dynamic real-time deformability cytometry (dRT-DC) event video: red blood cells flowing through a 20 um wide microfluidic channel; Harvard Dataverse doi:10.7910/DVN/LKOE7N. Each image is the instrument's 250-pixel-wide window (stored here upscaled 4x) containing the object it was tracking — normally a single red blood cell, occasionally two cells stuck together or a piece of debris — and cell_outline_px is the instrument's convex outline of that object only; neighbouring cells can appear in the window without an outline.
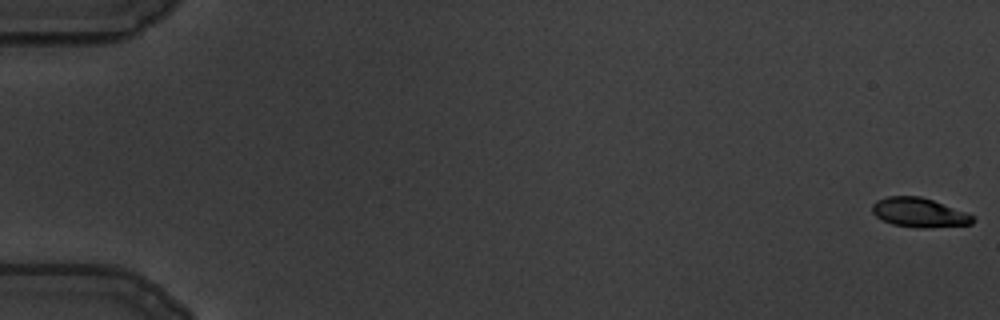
{"species": "common noctule bat (a hibernating species)", "species_latin": "Nyctalus noctula", "temperature_condition": "warm", "stored_images_in_passage": 60, "camera_frame_rate_fps": 3000, "um_per_image_px": 0.085, "animal": {"sex": "male", "body_mass_g": 19.5, "forearm_length_mm": 54.6}, "frame": {"image": 1, "passage_image": 1, "time_ms": 0.0, "image_size_px": [1000, 320], "cell_outline_px": [[976, 220], [972, 224], [928, 228], [916, 228], [892, 224], [876, 216], [872, 212], [872, 204], [876, 200], [888, 196], [920, 196], [932, 200], [976, 216]], "centroid_in_image_um": [78.14, 18.07], "position_along_channel_um": 6.9, "area_um2": 17.22}}
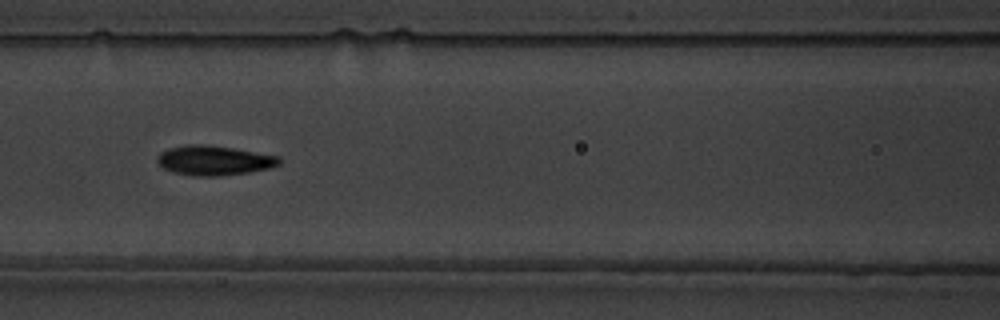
{"frame": {"image": 2, "passage_image": 28, "time_ms": 9.0, "image_size_px": [1000, 320], "cell_outline_px": [[280, 164], [272, 168], [248, 172], [220, 176], [192, 176], [172, 172], [164, 168], [156, 160], [156, 156], [160, 152], [168, 148], [188, 144], [204, 144], [232, 148], [280, 156]], "centroid_in_image_um": [18.18, 13.64], "position_along_channel_um": 148.4, "area_um2": 21.21}}
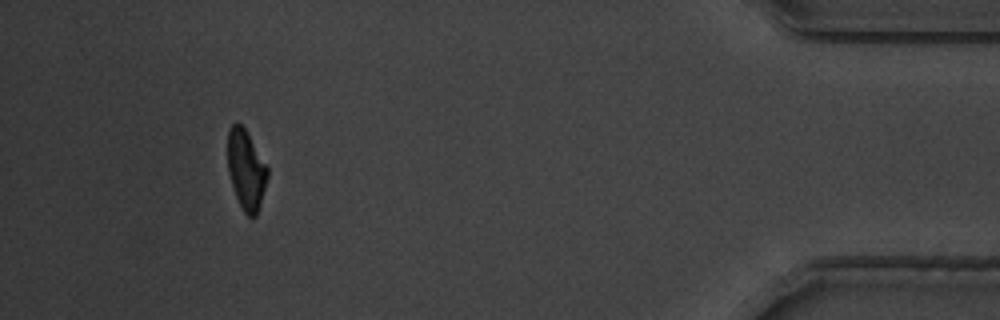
{"frame": {"image": 3, "passage_image": 56, "time_ms": 18.333, "image_size_px": [1000, 320], "cell_outline_px": [[268, 176], [260, 204], [256, 216], [248, 216], [244, 212], [236, 196], [228, 172], [228, 128], [236, 120], [244, 128], [268, 168]], "centroid_in_image_um": [20.91, 14.41], "position_along_channel_um": 414.3, "area_um2": 18.15}, "authors_computed_cell_mechanics": {"area_um2": 19.2763, "velocity_mm_per_s": 3.468, "shape_relaxation_time_tau1_ms": 2.9931, "shape_relaxation_time_tau2_ms": 2.6086, "deformation_change_tau1": 0.1506, "deformation_change_tau2": 0.0844}}